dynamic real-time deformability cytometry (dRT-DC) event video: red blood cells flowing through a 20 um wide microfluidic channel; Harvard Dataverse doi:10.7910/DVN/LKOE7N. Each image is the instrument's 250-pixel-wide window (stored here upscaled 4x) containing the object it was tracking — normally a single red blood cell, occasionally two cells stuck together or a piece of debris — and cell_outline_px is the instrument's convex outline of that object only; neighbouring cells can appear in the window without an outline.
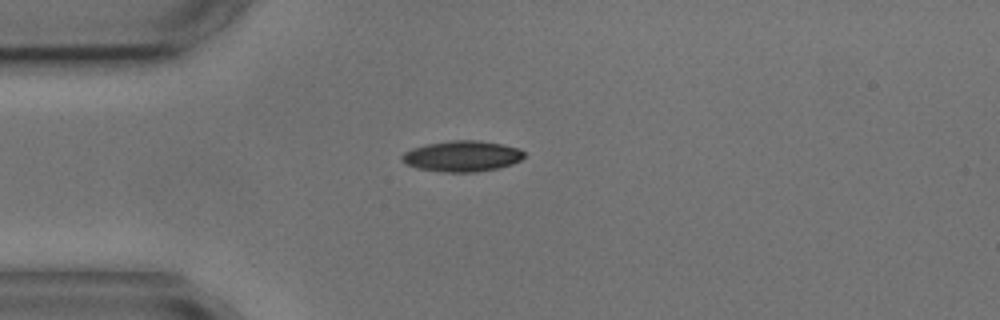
{"species": "common noctule bat (a hibernating species)", "species_latin": "Nyctalus noctula", "temperature_condition": "cold", "stored_images_in_passage": 1, "camera_frame_rate_fps": 3000, "um_per_image_px": 0.085, "animal": {"sex": "male", "body_mass_g": 17.9, "forearm_length_mm": 54.2}, "frame": {"image": 1, "passage_image": 1, "time_ms": 0.0, "image_size_px": [1000, 320], "cell_outline_px": [[524, 156], [520, 160], [512, 164], [496, 168], [476, 172], [444, 172], [416, 168], [400, 160], [400, 156], [404, 152], [412, 148], [428, 144], [452, 140], [480, 140], [520, 148], [524, 152]], "centroid_in_image_um": [39.26, 13.27], "position_along_channel_um": 45.7, "area_um2": 21.91}}